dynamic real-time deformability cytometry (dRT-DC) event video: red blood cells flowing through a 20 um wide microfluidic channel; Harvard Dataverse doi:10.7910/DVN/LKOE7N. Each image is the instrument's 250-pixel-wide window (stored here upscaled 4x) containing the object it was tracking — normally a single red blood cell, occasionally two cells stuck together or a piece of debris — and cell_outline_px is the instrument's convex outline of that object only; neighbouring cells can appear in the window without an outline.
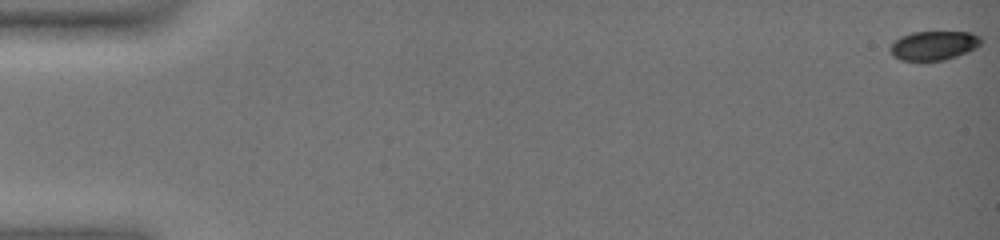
{"species": "common noctule bat (a hibernating species)", "species_latin": "Nyctalus noctula", "temperature_condition": "warm", "stored_images_in_passage": 64, "camera_frame_rate_fps": 3000, "um_per_image_px": 0.085, "animal": {"sex": "female", "body_mass_g": 19.0, "forearm_length_mm": 51.5}, "frame": {"image": 1, "passage_image": 1, "time_ms": 0.0, "image_size_px": [1000, 240], "cell_outline_px": [[984, 40], [976, 48], [968, 52], [944, 60], [900, 60], [892, 56], [888, 48], [900, 36], [912, 32], [968, 32], [980, 36]], "centroid_in_image_um": [79.37, 3.86], "position_along_channel_um": 5.6, "area_um2": 15.49}}
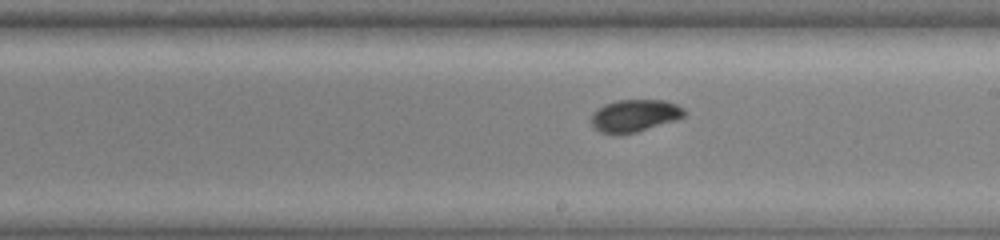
{"frame": {"image": 2, "passage_image": 40, "time_ms": 13.0, "image_size_px": [1000, 240], "cell_outline_px": [[684, 116], [676, 120], [636, 132], [620, 136], [616, 136], [600, 132], [592, 124], [592, 112], [596, 108], [604, 104], [616, 100], [664, 100], [676, 104], [684, 108]], "centroid_in_image_um": [53.91, 9.84], "position_along_channel_um": 235.1, "area_um2": 17.74}}
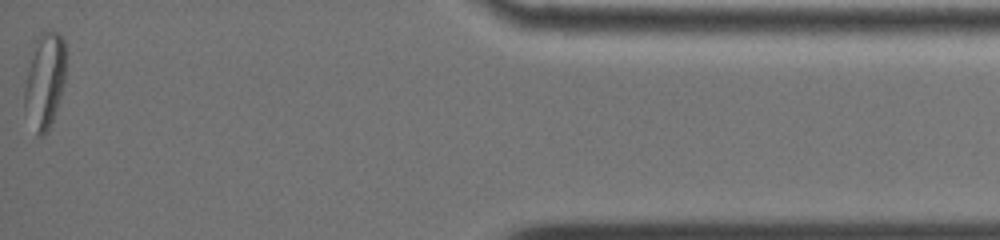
{"frame": {"image": 3, "passage_image": 64, "time_ms": 21.0, "image_size_px": [1000, 240], "cell_outline_px": [[68, 52], [64, 80], [56, 108], [52, 120], [48, 128], [40, 136], [36, 136], [24, 104], [24, 88], [32, 40], [44, 28], [60, 32], [64, 40]], "centroid_in_image_um": [3.81, 6.65], "position_along_channel_um": 431.4, "area_um2": 23.7}, "authors_computed_cell_mechanics": {"area_um2": 17.4556, "velocity_mm_per_s": 3.1499, "shape_relaxation_time_tau1_ms": 3.6247, "shape_relaxation_time_tau2_ms": 5.3297, "deformation_change_tau1": 0.1224, "deformation_change_tau2": 0.0582}}